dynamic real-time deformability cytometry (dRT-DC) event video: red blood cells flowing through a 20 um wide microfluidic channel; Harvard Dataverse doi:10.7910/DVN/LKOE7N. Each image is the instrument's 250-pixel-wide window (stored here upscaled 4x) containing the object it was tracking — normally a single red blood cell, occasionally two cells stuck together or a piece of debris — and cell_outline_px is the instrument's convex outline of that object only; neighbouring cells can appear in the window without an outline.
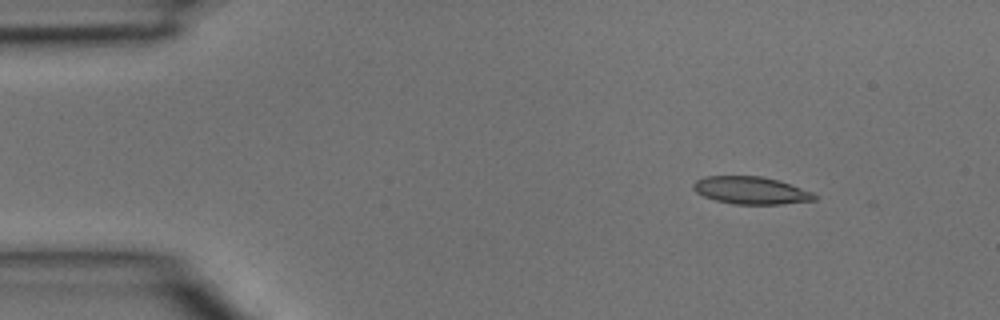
{"species": "common noctule bat (a hibernating species)", "species_latin": "Nyctalus noctula", "temperature_condition": "room temperature", "stored_images_in_passage": 5, "camera_frame_rate_fps": 3000, "um_per_image_px": 0.085, "animal": {"sex": "male", "body_mass_g": 15.6}, "frame": {"image": 1, "passage_image": 2, "time_ms": 0.333, "image_size_px": [1000, 320], "cell_outline_px": [[816, 200], [780, 204], [732, 204], [716, 200], [704, 196], [696, 192], [692, 188], [692, 184], [696, 180], [704, 176], [760, 176], [776, 180], [812, 192], [816, 196]], "centroid_in_image_um": [63.77, 16.18], "position_along_channel_um": 21.2, "area_um2": 19.19}}
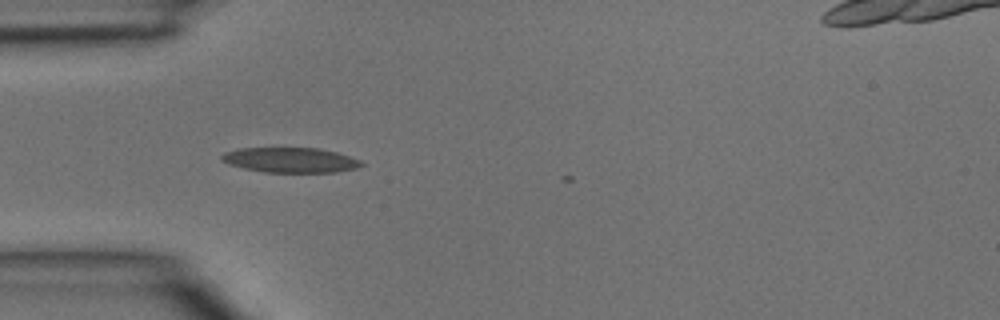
{"frame": {"image": 2, "passage_image": 4, "time_ms": 1.0, "image_size_px": [1000, 320], "cell_outline_px": [[364, 164], [356, 168], [336, 172], [264, 172], [244, 168], [228, 164], [220, 160], [220, 156], [224, 152], [236, 148], [316, 148], [336, 152], [360, 160]], "centroid_in_image_um": [24.63, 13.6], "position_along_channel_um": 60.4, "area_um2": 20.35}}
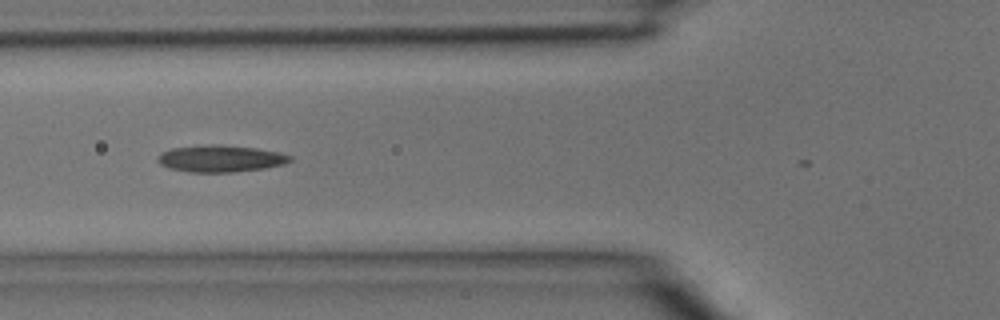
{"frame": {"image": 3, "passage_image": 5, "time_ms": 1.333, "image_size_px": [1000, 320], "cell_outline_px": [[292, 160], [284, 164], [264, 168], [232, 172], [192, 172], [168, 168], [160, 164], [156, 160], [156, 156], [160, 152], [172, 148], [208, 144], [220, 144], [256, 148], [280, 152], [292, 156]], "centroid_in_image_um": [18.72, 13.47], "position_along_channel_um": 107.1, "area_um2": 20.87}}